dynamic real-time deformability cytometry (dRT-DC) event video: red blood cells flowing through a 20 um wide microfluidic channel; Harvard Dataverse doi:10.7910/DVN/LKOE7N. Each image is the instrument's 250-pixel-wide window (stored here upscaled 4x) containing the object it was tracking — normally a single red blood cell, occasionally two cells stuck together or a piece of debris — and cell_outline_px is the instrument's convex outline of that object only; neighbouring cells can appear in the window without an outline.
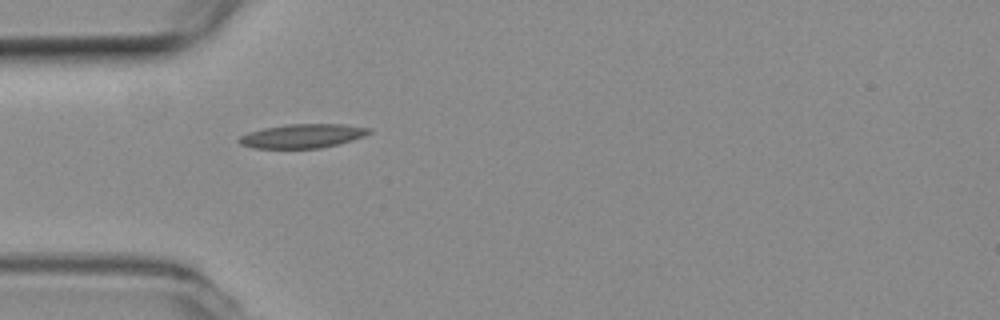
{"species": "common noctule bat (a hibernating species)", "species_latin": "Nyctalus noctula", "temperature_condition": "room temperature", "stored_images_in_passage": 1, "camera_frame_rate_fps": 3000, "um_per_image_px": 0.085, "animal": {"sex": "female", "body_mass_g": 19.3, "forearm_length_mm": 54.1}, "frame": {"image": 1, "passage_image": 1, "time_ms": 0.0, "image_size_px": [1000, 320], "cell_outline_px": [[372, 132], [364, 136], [352, 140], [320, 148], [256, 148], [240, 144], [236, 140], [240, 136], [248, 132], [264, 128], [284, 124], [344, 124], [372, 128]], "centroid_in_image_um": [25.71, 11.55], "position_along_channel_um": 59.3, "area_um2": 18.21}}